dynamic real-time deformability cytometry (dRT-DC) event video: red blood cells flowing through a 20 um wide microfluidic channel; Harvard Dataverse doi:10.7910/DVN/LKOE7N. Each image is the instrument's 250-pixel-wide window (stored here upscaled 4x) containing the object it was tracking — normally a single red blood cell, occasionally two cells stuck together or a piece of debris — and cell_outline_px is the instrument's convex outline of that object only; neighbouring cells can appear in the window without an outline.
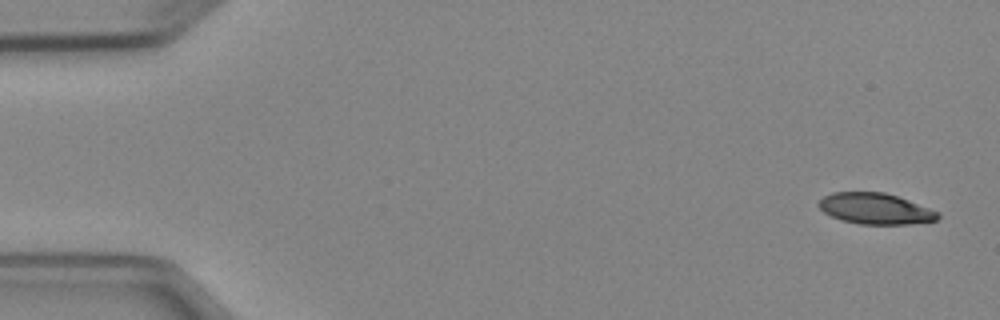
{"species": "Egyptian fruit bat (a non-hibernating species)", "species_latin": "Rousettus aegyptiacus", "temperature_condition": "cold", "stored_images_in_passage": 4, "camera_frame_rate_fps": 3000, "um_per_image_px": 0.085, "animal": {"sex": "female"}, "frame": {"image": 1, "passage_image": 1, "time_ms": 0.0, "image_size_px": [1000, 320], "cell_outline_px": [[940, 216], [936, 220], [912, 224], [860, 224], [840, 220], [824, 212], [816, 204], [824, 196], [832, 192], [884, 192], [908, 200], [940, 212]], "centroid_in_image_um": [74.39, 17.74], "position_along_channel_um": 10.6, "area_um2": 21.5}}
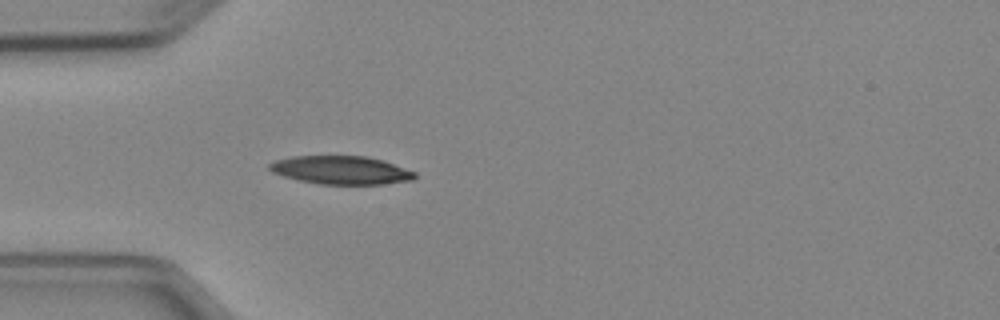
{"frame": {"image": 2, "passage_image": 4, "time_ms": 4.333, "image_size_px": [1000, 320], "cell_outline_px": [[416, 176], [412, 180], [384, 184], [320, 184], [300, 180], [284, 176], [272, 172], [268, 168], [268, 164], [276, 160], [292, 156], [364, 156], [380, 160], [416, 172]], "centroid_in_image_um": [28.96, 14.46], "position_along_channel_um": 56.0, "area_um2": 23.7}}